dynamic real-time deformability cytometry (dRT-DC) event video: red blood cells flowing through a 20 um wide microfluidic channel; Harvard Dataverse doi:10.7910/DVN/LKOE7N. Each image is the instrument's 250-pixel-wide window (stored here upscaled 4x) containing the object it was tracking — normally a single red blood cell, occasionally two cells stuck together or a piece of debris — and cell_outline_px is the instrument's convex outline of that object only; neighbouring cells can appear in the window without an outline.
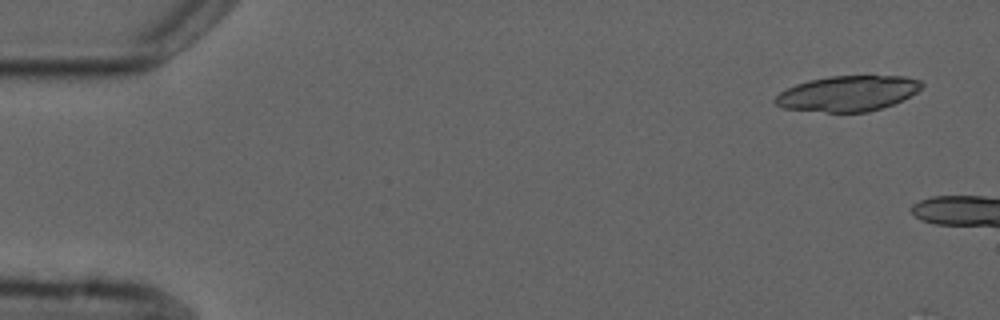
{"species": "common noctule bat (a hibernating species)", "species_latin": "Nyctalus noctula", "temperature_condition": "cold", "stored_images_in_passage": 4, "camera_frame_rate_fps": 3000, "um_per_image_px": 0.085, "animal": {"sex": "male", "forearm_length_mm": 52.5}, "frame": {"image": 1, "passage_image": 1, "time_ms": 0.0, "image_size_px": [1000, 320], "cell_outline_px": [[924, 84], [916, 92], [892, 104], [868, 112], [824, 112], [784, 108], [776, 104], [772, 100], [780, 92], [796, 84], [808, 80], [828, 76], [904, 76], [920, 80]], "centroid_in_image_um": [72.03, 7.94], "position_along_channel_um": 13.0, "area_um2": 30.06}}